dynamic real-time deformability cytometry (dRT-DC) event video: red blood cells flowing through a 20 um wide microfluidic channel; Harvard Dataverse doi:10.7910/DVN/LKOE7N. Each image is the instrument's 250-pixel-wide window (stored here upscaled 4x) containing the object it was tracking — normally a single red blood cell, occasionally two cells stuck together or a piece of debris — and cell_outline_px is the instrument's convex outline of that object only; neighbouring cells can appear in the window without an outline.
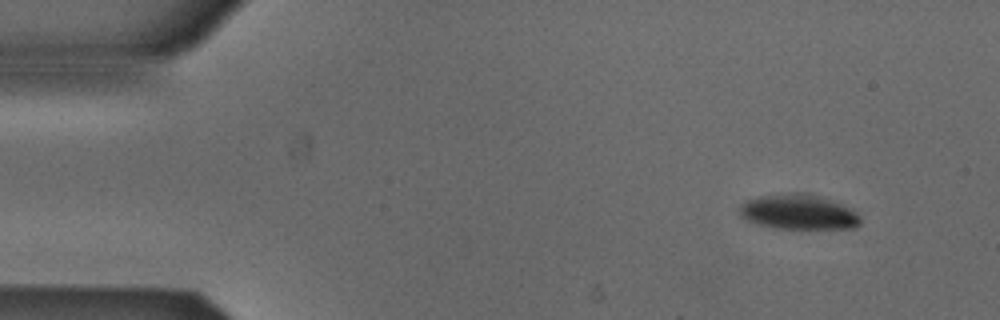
{"species": "Egyptian fruit bat (a non-hibernating species)", "species_latin": "Rousettus aegyptiacus", "temperature_condition": "cold", "stored_images_in_passage": 6, "camera_frame_rate_fps": 3000, "um_per_image_px": 0.085, "animal": {"sex": "male"}, "frame": {"image": 1, "passage_image": 1, "time_ms": 0.0, "image_size_px": [1000, 320], "cell_outline_px": [[860, 224], [856, 228], [780, 228], [760, 224], [748, 220], [740, 212], [740, 204], [748, 200], [760, 196], [792, 192], [804, 192], [820, 196], [832, 200], [852, 208], [860, 216]], "centroid_in_image_um": [67.94, 18.0], "position_along_channel_um": 17.1, "area_um2": 24.45}}
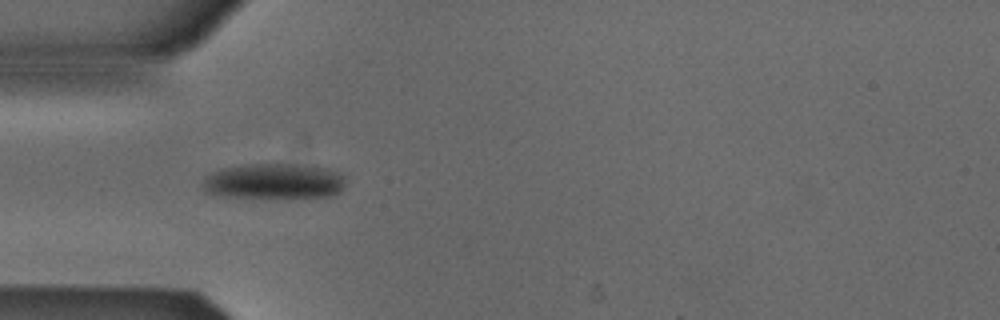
{"frame": {"image": 2, "passage_image": 4, "time_ms": 1.0, "image_size_px": [1000, 320], "cell_outline_px": [[344, 184], [340, 192], [332, 196], [224, 196], [204, 192], [204, 176], [220, 168], [248, 164], [292, 164], [324, 168], [336, 172], [344, 176]], "centroid_in_image_um": [23.25, 15.38], "position_along_channel_um": 61.8, "area_um2": 28.84}}
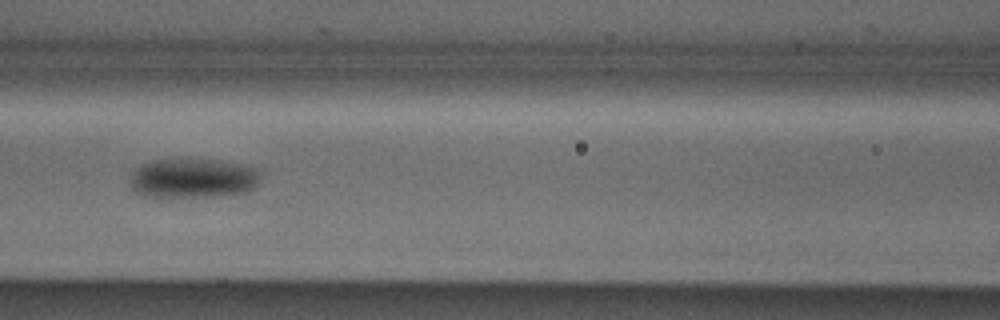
{"frame": {"image": 3, "passage_image": 6, "time_ms": 1.667, "image_size_px": [1000, 320], "cell_outline_px": [[256, 188], [244, 192], [208, 196], [148, 196], [136, 192], [132, 188], [128, 180], [132, 172], [140, 164], [152, 160], [188, 156], [220, 160], [240, 164], [256, 168]], "centroid_in_image_um": [16.31, 15.09], "position_along_channel_um": 150.3, "area_um2": 30.46}}